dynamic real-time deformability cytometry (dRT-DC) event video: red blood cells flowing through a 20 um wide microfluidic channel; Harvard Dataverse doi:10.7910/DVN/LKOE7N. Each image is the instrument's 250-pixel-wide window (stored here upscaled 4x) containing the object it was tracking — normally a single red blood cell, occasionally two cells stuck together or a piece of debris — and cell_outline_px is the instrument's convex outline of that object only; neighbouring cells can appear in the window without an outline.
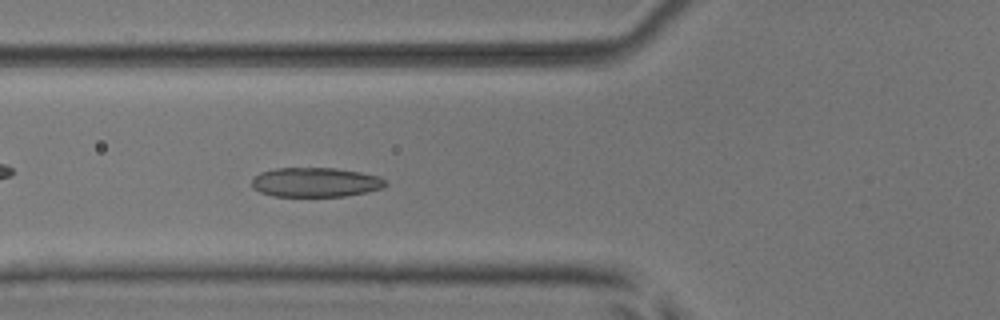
{"species": "common noctule bat (a hibernating species)", "species_latin": "Nyctalus noctula", "temperature_condition": "room temperature", "stored_images_in_passage": 6, "camera_frame_rate_fps": 3000, "um_per_image_px": 0.085, "animal": {"sex": "male", "body_mass_g": 17.9, "forearm_length_mm": 54.2}, "frame": {"image": 1, "passage_image": 6, "time_ms": 5.667, "image_size_px": [1000, 320], "cell_outline_px": [[388, 184], [384, 188], [368, 192], [344, 196], [272, 196], [260, 192], [252, 188], [252, 180], [260, 172], [276, 168], [336, 168], [360, 172], [380, 176]], "centroid_in_image_um": [26.84, 15.49], "position_along_channel_um": 99.0, "area_um2": 23.06}}